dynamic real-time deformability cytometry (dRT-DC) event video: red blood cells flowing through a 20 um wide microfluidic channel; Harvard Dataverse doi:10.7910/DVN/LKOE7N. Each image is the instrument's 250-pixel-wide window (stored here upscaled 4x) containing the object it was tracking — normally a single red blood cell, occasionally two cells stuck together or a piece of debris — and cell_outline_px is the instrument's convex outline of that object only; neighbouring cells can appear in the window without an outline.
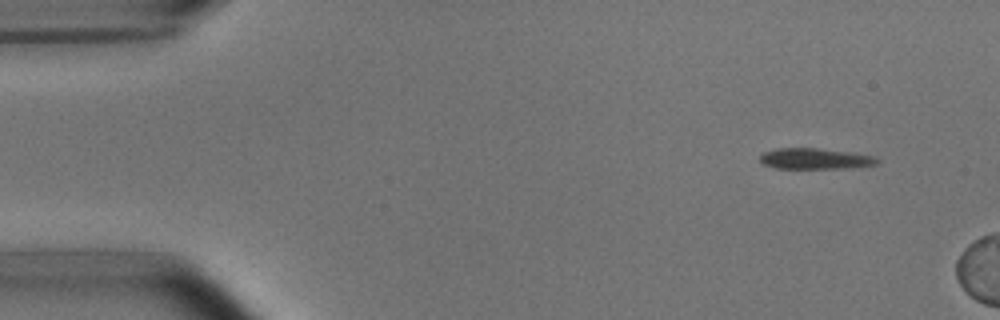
{"species": "common noctule bat (a hibernating species)", "species_latin": "Nyctalus noctula", "temperature_condition": "room temperature", "stored_images_in_passage": 3, "camera_frame_rate_fps": 3000, "um_per_image_px": 0.085, "animal": {"sex": "male", "body_mass_g": 15.6}, "frame": {"image": 1, "passage_image": 1, "time_ms": 0.0, "image_size_px": [1000, 320], "cell_outline_px": [[880, 160], [876, 164], [856, 168], [776, 168], [764, 164], [760, 160], [760, 156], [764, 152], [776, 148], [816, 148], [852, 152], [872, 156]], "centroid_in_image_um": [69.3, 13.49], "position_along_channel_um": 15.7, "area_um2": 14.22}}